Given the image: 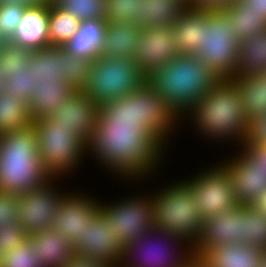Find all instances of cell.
<instances>
[{
    "label": "cell",
    "mask_w": 266,
    "mask_h": 267,
    "mask_svg": "<svg viewBox=\"0 0 266 267\" xmlns=\"http://www.w3.org/2000/svg\"><path fill=\"white\" fill-rule=\"evenodd\" d=\"M220 80L194 55H179L147 76L145 147L153 146Z\"/></svg>",
    "instance_id": "obj_1"
},
{
    "label": "cell",
    "mask_w": 266,
    "mask_h": 267,
    "mask_svg": "<svg viewBox=\"0 0 266 267\" xmlns=\"http://www.w3.org/2000/svg\"><path fill=\"white\" fill-rule=\"evenodd\" d=\"M32 125L37 132L40 161L49 177L70 179L74 175L77 176V172L81 170L80 168L85 167L81 166L85 160H94L96 167H100V170L103 169L102 171H105V174H108L107 176L111 174V178L115 179L116 177L118 179L116 182H119L120 179L122 183L125 181L126 186L133 183L135 187L138 185V188H140L139 186L143 185L142 187H144L145 183H148L153 177L158 178L157 176L162 174L161 169L163 170L164 163H168L166 158H163L151 146H138L131 153L128 163L114 168H107L70 132L69 128L55 125L48 118L32 121Z\"/></svg>",
    "instance_id": "obj_2"
},
{
    "label": "cell",
    "mask_w": 266,
    "mask_h": 267,
    "mask_svg": "<svg viewBox=\"0 0 266 267\" xmlns=\"http://www.w3.org/2000/svg\"><path fill=\"white\" fill-rule=\"evenodd\" d=\"M84 91L133 139L145 147L147 75L132 59L94 61Z\"/></svg>",
    "instance_id": "obj_3"
},
{
    "label": "cell",
    "mask_w": 266,
    "mask_h": 267,
    "mask_svg": "<svg viewBox=\"0 0 266 267\" xmlns=\"http://www.w3.org/2000/svg\"><path fill=\"white\" fill-rule=\"evenodd\" d=\"M182 124L187 128H193L192 131L197 132L200 140L202 138V142L206 143L209 141L210 146L215 143L224 146L226 143L228 146L231 145L230 148L241 145L247 134L249 119L242 108L236 84L231 79H220L198 100L196 106L190 108L151 146L163 158L170 156L169 146L175 143L173 140L179 136L180 127L184 128Z\"/></svg>",
    "instance_id": "obj_4"
},
{
    "label": "cell",
    "mask_w": 266,
    "mask_h": 267,
    "mask_svg": "<svg viewBox=\"0 0 266 267\" xmlns=\"http://www.w3.org/2000/svg\"><path fill=\"white\" fill-rule=\"evenodd\" d=\"M69 128L107 168L125 165L138 147L84 90L75 91L47 117Z\"/></svg>",
    "instance_id": "obj_5"
},
{
    "label": "cell",
    "mask_w": 266,
    "mask_h": 267,
    "mask_svg": "<svg viewBox=\"0 0 266 267\" xmlns=\"http://www.w3.org/2000/svg\"><path fill=\"white\" fill-rule=\"evenodd\" d=\"M48 178L38 154L33 125L0 135V191L25 193Z\"/></svg>",
    "instance_id": "obj_6"
},
{
    "label": "cell",
    "mask_w": 266,
    "mask_h": 267,
    "mask_svg": "<svg viewBox=\"0 0 266 267\" xmlns=\"http://www.w3.org/2000/svg\"><path fill=\"white\" fill-rule=\"evenodd\" d=\"M178 179L152 189L153 228L182 237L194 246L204 218L197 208L193 188L183 177Z\"/></svg>",
    "instance_id": "obj_7"
},
{
    "label": "cell",
    "mask_w": 266,
    "mask_h": 267,
    "mask_svg": "<svg viewBox=\"0 0 266 267\" xmlns=\"http://www.w3.org/2000/svg\"><path fill=\"white\" fill-rule=\"evenodd\" d=\"M193 246L184 238L152 229L124 248L122 267H184Z\"/></svg>",
    "instance_id": "obj_8"
},
{
    "label": "cell",
    "mask_w": 266,
    "mask_h": 267,
    "mask_svg": "<svg viewBox=\"0 0 266 267\" xmlns=\"http://www.w3.org/2000/svg\"><path fill=\"white\" fill-rule=\"evenodd\" d=\"M240 41L231 20L223 11L208 12L204 19L202 45L194 56L211 68L220 79L236 76L237 52Z\"/></svg>",
    "instance_id": "obj_9"
},
{
    "label": "cell",
    "mask_w": 266,
    "mask_h": 267,
    "mask_svg": "<svg viewBox=\"0 0 266 267\" xmlns=\"http://www.w3.org/2000/svg\"><path fill=\"white\" fill-rule=\"evenodd\" d=\"M142 191L148 193H141L139 189L136 190L137 194H127V197L123 194L122 199L116 197L111 202L100 197V212L109 220L114 230H118L119 242L124 247L153 229L152 191Z\"/></svg>",
    "instance_id": "obj_10"
},
{
    "label": "cell",
    "mask_w": 266,
    "mask_h": 267,
    "mask_svg": "<svg viewBox=\"0 0 266 267\" xmlns=\"http://www.w3.org/2000/svg\"><path fill=\"white\" fill-rule=\"evenodd\" d=\"M204 166L184 179L193 188L197 208L206 219L230 210L238 203L229 173L219 160Z\"/></svg>",
    "instance_id": "obj_11"
},
{
    "label": "cell",
    "mask_w": 266,
    "mask_h": 267,
    "mask_svg": "<svg viewBox=\"0 0 266 267\" xmlns=\"http://www.w3.org/2000/svg\"><path fill=\"white\" fill-rule=\"evenodd\" d=\"M65 181V178L49 177L31 191L18 194V222L28 235L53 228L56 210L69 192L66 187L61 186Z\"/></svg>",
    "instance_id": "obj_12"
},
{
    "label": "cell",
    "mask_w": 266,
    "mask_h": 267,
    "mask_svg": "<svg viewBox=\"0 0 266 267\" xmlns=\"http://www.w3.org/2000/svg\"><path fill=\"white\" fill-rule=\"evenodd\" d=\"M71 243L74 254L107 261L114 266L122 264L125 247L119 242L118 230H114L101 212L86 225L83 234Z\"/></svg>",
    "instance_id": "obj_13"
},
{
    "label": "cell",
    "mask_w": 266,
    "mask_h": 267,
    "mask_svg": "<svg viewBox=\"0 0 266 267\" xmlns=\"http://www.w3.org/2000/svg\"><path fill=\"white\" fill-rule=\"evenodd\" d=\"M71 189H68L53 219V229L63 233L70 242L83 234L86 225L90 224L101 208L100 197L97 198L88 190Z\"/></svg>",
    "instance_id": "obj_14"
},
{
    "label": "cell",
    "mask_w": 266,
    "mask_h": 267,
    "mask_svg": "<svg viewBox=\"0 0 266 267\" xmlns=\"http://www.w3.org/2000/svg\"><path fill=\"white\" fill-rule=\"evenodd\" d=\"M179 55L172 27H149L141 29L132 60L148 76Z\"/></svg>",
    "instance_id": "obj_15"
},
{
    "label": "cell",
    "mask_w": 266,
    "mask_h": 267,
    "mask_svg": "<svg viewBox=\"0 0 266 267\" xmlns=\"http://www.w3.org/2000/svg\"><path fill=\"white\" fill-rule=\"evenodd\" d=\"M244 245V205L204 219L201 235L193 246V254L212 246Z\"/></svg>",
    "instance_id": "obj_16"
},
{
    "label": "cell",
    "mask_w": 266,
    "mask_h": 267,
    "mask_svg": "<svg viewBox=\"0 0 266 267\" xmlns=\"http://www.w3.org/2000/svg\"><path fill=\"white\" fill-rule=\"evenodd\" d=\"M232 149L231 155L225 154L219 162L229 173L238 205H251L266 189V172L250 170V163Z\"/></svg>",
    "instance_id": "obj_17"
},
{
    "label": "cell",
    "mask_w": 266,
    "mask_h": 267,
    "mask_svg": "<svg viewBox=\"0 0 266 267\" xmlns=\"http://www.w3.org/2000/svg\"><path fill=\"white\" fill-rule=\"evenodd\" d=\"M48 18L49 3L41 2L26 8L10 41L32 51L49 47Z\"/></svg>",
    "instance_id": "obj_18"
},
{
    "label": "cell",
    "mask_w": 266,
    "mask_h": 267,
    "mask_svg": "<svg viewBox=\"0 0 266 267\" xmlns=\"http://www.w3.org/2000/svg\"><path fill=\"white\" fill-rule=\"evenodd\" d=\"M26 240L42 267H64L74 255L72 243L53 228L31 233Z\"/></svg>",
    "instance_id": "obj_19"
},
{
    "label": "cell",
    "mask_w": 266,
    "mask_h": 267,
    "mask_svg": "<svg viewBox=\"0 0 266 267\" xmlns=\"http://www.w3.org/2000/svg\"><path fill=\"white\" fill-rule=\"evenodd\" d=\"M264 252L246 244H228L212 246L198 255L209 267H260Z\"/></svg>",
    "instance_id": "obj_20"
},
{
    "label": "cell",
    "mask_w": 266,
    "mask_h": 267,
    "mask_svg": "<svg viewBox=\"0 0 266 267\" xmlns=\"http://www.w3.org/2000/svg\"><path fill=\"white\" fill-rule=\"evenodd\" d=\"M75 91L69 81L59 79L58 77L56 82L36 85L28 101V109L32 121L50 116Z\"/></svg>",
    "instance_id": "obj_21"
},
{
    "label": "cell",
    "mask_w": 266,
    "mask_h": 267,
    "mask_svg": "<svg viewBox=\"0 0 266 267\" xmlns=\"http://www.w3.org/2000/svg\"><path fill=\"white\" fill-rule=\"evenodd\" d=\"M106 30V19L81 21L77 33L62 48L73 55L96 61L103 50Z\"/></svg>",
    "instance_id": "obj_22"
},
{
    "label": "cell",
    "mask_w": 266,
    "mask_h": 267,
    "mask_svg": "<svg viewBox=\"0 0 266 267\" xmlns=\"http://www.w3.org/2000/svg\"><path fill=\"white\" fill-rule=\"evenodd\" d=\"M207 16V11L197 10L188 5L172 25L180 55H194L202 45L204 19Z\"/></svg>",
    "instance_id": "obj_23"
},
{
    "label": "cell",
    "mask_w": 266,
    "mask_h": 267,
    "mask_svg": "<svg viewBox=\"0 0 266 267\" xmlns=\"http://www.w3.org/2000/svg\"><path fill=\"white\" fill-rule=\"evenodd\" d=\"M187 6L184 0H141L140 14L134 18V25L141 28L172 27Z\"/></svg>",
    "instance_id": "obj_24"
},
{
    "label": "cell",
    "mask_w": 266,
    "mask_h": 267,
    "mask_svg": "<svg viewBox=\"0 0 266 267\" xmlns=\"http://www.w3.org/2000/svg\"><path fill=\"white\" fill-rule=\"evenodd\" d=\"M65 49L62 47H45L34 50L26 70L32 72L34 85L56 82L64 79Z\"/></svg>",
    "instance_id": "obj_25"
},
{
    "label": "cell",
    "mask_w": 266,
    "mask_h": 267,
    "mask_svg": "<svg viewBox=\"0 0 266 267\" xmlns=\"http://www.w3.org/2000/svg\"><path fill=\"white\" fill-rule=\"evenodd\" d=\"M141 27L130 23H107L103 50L100 57L132 59L138 45Z\"/></svg>",
    "instance_id": "obj_26"
},
{
    "label": "cell",
    "mask_w": 266,
    "mask_h": 267,
    "mask_svg": "<svg viewBox=\"0 0 266 267\" xmlns=\"http://www.w3.org/2000/svg\"><path fill=\"white\" fill-rule=\"evenodd\" d=\"M266 72V29L240 41L236 77L258 75Z\"/></svg>",
    "instance_id": "obj_27"
},
{
    "label": "cell",
    "mask_w": 266,
    "mask_h": 267,
    "mask_svg": "<svg viewBox=\"0 0 266 267\" xmlns=\"http://www.w3.org/2000/svg\"><path fill=\"white\" fill-rule=\"evenodd\" d=\"M241 96V104L247 118L266 113V72L258 75L233 77Z\"/></svg>",
    "instance_id": "obj_28"
},
{
    "label": "cell",
    "mask_w": 266,
    "mask_h": 267,
    "mask_svg": "<svg viewBox=\"0 0 266 267\" xmlns=\"http://www.w3.org/2000/svg\"><path fill=\"white\" fill-rule=\"evenodd\" d=\"M32 125L28 104L7 91L0 92V135Z\"/></svg>",
    "instance_id": "obj_29"
},
{
    "label": "cell",
    "mask_w": 266,
    "mask_h": 267,
    "mask_svg": "<svg viewBox=\"0 0 266 267\" xmlns=\"http://www.w3.org/2000/svg\"><path fill=\"white\" fill-rule=\"evenodd\" d=\"M231 20V27L236 30V38L241 41L253 37L266 29V21L259 17L241 1L223 11Z\"/></svg>",
    "instance_id": "obj_30"
},
{
    "label": "cell",
    "mask_w": 266,
    "mask_h": 267,
    "mask_svg": "<svg viewBox=\"0 0 266 267\" xmlns=\"http://www.w3.org/2000/svg\"><path fill=\"white\" fill-rule=\"evenodd\" d=\"M48 25L49 47H63L77 33L80 21L51 2Z\"/></svg>",
    "instance_id": "obj_31"
},
{
    "label": "cell",
    "mask_w": 266,
    "mask_h": 267,
    "mask_svg": "<svg viewBox=\"0 0 266 267\" xmlns=\"http://www.w3.org/2000/svg\"><path fill=\"white\" fill-rule=\"evenodd\" d=\"M266 251V215L251 205H244V245Z\"/></svg>",
    "instance_id": "obj_32"
},
{
    "label": "cell",
    "mask_w": 266,
    "mask_h": 267,
    "mask_svg": "<svg viewBox=\"0 0 266 267\" xmlns=\"http://www.w3.org/2000/svg\"><path fill=\"white\" fill-rule=\"evenodd\" d=\"M52 3L75 16L80 22L105 19V0H53Z\"/></svg>",
    "instance_id": "obj_33"
},
{
    "label": "cell",
    "mask_w": 266,
    "mask_h": 267,
    "mask_svg": "<svg viewBox=\"0 0 266 267\" xmlns=\"http://www.w3.org/2000/svg\"><path fill=\"white\" fill-rule=\"evenodd\" d=\"M33 51L22 45L9 42L0 49V68L6 78L9 73L25 72Z\"/></svg>",
    "instance_id": "obj_34"
},
{
    "label": "cell",
    "mask_w": 266,
    "mask_h": 267,
    "mask_svg": "<svg viewBox=\"0 0 266 267\" xmlns=\"http://www.w3.org/2000/svg\"><path fill=\"white\" fill-rule=\"evenodd\" d=\"M94 61L65 50L64 79L77 90H84Z\"/></svg>",
    "instance_id": "obj_35"
},
{
    "label": "cell",
    "mask_w": 266,
    "mask_h": 267,
    "mask_svg": "<svg viewBox=\"0 0 266 267\" xmlns=\"http://www.w3.org/2000/svg\"><path fill=\"white\" fill-rule=\"evenodd\" d=\"M140 5L141 0H105V19L107 23L134 24Z\"/></svg>",
    "instance_id": "obj_36"
},
{
    "label": "cell",
    "mask_w": 266,
    "mask_h": 267,
    "mask_svg": "<svg viewBox=\"0 0 266 267\" xmlns=\"http://www.w3.org/2000/svg\"><path fill=\"white\" fill-rule=\"evenodd\" d=\"M35 86L32 72L26 70L25 72L9 73L4 80L3 90L28 104Z\"/></svg>",
    "instance_id": "obj_37"
},
{
    "label": "cell",
    "mask_w": 266,
    "mask_h": 267,
    "mask_svg": "<svg viewBox=\"0 0 266 267\" xmlns=\"http://www.w3.org/2000/svg\"><path fill=\"white\" fill-rule=\"evenodd\" d=\"M0 267H42L27 240L1 255Z\"/></svg>",
    "instance_id": "obj_38"
},
{
    "label": "cell",
    "mask_w": 266,
    "mask_h": 267,
    "mask_svg": "<svg viewBox=\"0 0 266 267\" xmlns=\"http://www.w3.org/2000/svg\"><path fill=\"white\" fill-rule=\"evenodd\" d=\"M27 237L25 228L19 222L0 228V255L8 253L16 246L24 243Z\"/></svg>",
    "instance_id": "obj_39"
},
{
    "label": "cell",
    "mask_w": 266,
    "mask_h": 267,
    "mask_svg": "<svg viewBox=\"0 0 266 267\" xmlns=\"http://www.w3.org/2000/svg\"><path fill=\"white\" fill-rule=\"evenodd\" d=\"M26 8L20 5H6L0 7V28L11 39Z\"/></svg>",
    "instance_id": "obj_40"
},
{
    "label": "cell",
    "mask_w": 266,
    "mask_h": 267,
    "mask_svg": "<svg viewBox=\"0 0 266 267\" xmlns=\"http://www.w3.org/2000/svg\"><path fill=\"white\" fill-rule=\"evenodd\" d=\"M18 203V194L0 191V228L18 222Z\"/></svg>",
    "instance_id": "obj_41"
},
{
    "label": "cell",
    "mask_w": 266,
    "mask_h": 267,
    "mask_svg": "<svg viewBox=\"0 0 266 267\" xmlns=\"http://www.w3.org/2000/svg\"><path fill=\"white\" fill-rule=\"evenodd\" d=\"M266 144V113L249 120V127L243 143L239 146Z\"/></svg>",
    "instance_id": "obj_42"
},
{
    "label": "cell",
    "mask_w": 266,
    "mask_h": 267,
    "mask_svg": "<svg viewBox=\"0 0 266 267\" xmlns=\"http://www.w3.org/2000/svg\"><path fill=\"white\" fill-rule=\"evenodd\" d=\"M236 150L250 163V170L266 172V144L236 146Z\"/></svg>",
    "instance_id": "obj_43"
},
{
    "label": "cell",
    "mask_w": 266,
    "mask_h": 267,
    "mask_svg": "<svg viewBox=\"0 0 266 267\" xmlns=\"http://www.w3.org/2000/svg\"><path fill=\"white\" fill-rule=\"evenodd\" d=\"M236 1L237 0H191L188 5L197 10L217 12L226 11V9L233 6Z\"/></svg>",
    "instance_id": "obj_44"
},
{
    "label": "cell",
    "mask_w": 266,
    "mask_h": 267,
    "mask_svg": "<svg viewBox=\"0 0 266 267\" xmlns=\"http://www.w3.org/2000/svg\"><path fill=\"white\" fill-rule=\"evenodd\" d=\"M64 267H116L107 261L91 259L74 254Z\"/></svg>",
    "instance_id": "obj_45"
},
{
    "label": "cell",
    "mask_w": 266,
    "mask_h": 267,
    "mask_svg": "<svg viewBox=\"0 0 266 267\" xmlns=\"http://www.w3.org/2000/svg\"><path fill=\"white\" fill-rule=\"evenodd\" d=\"M248 9L266 21V0H241Z\"/></svg>",
    "instance_id": "obj_46"
},
{
    "label": "cell",
    "mask_w": 266,
    "mask_h": 267,
    "mask_svg": "<svg viewBox=\"0 0 266 267\" xmlns=\"http://www.w3.org/2000/svg\"><path fill=\"white\" fill-rule=\"evenodd\" d=\"M39 3H41L40 0H0V7L13 4V5H20L21 7L24 8H30Z\"/></svg>",
    "instance_id": "obj_47"
},
{
    "label": "cell",
    "mask_w": 266,
    "mask_h": 267,
    "mask_svg": "<svg viewBox=\"0 0 266 267\" xmlns=\"http://www.w3.org/2000/svg\"><path fill=\"white\" fill-rule=\"evenodd\" d=\"M184 267H209L205 261L196 254H193L186 262Z\"/></svg>",
    "instance_id": "obj_48"
},
{
    "label": "cell",
    "mask_w": 266,
    "mask_h": 267,
    "mask_svg": "<svg viewBox=\"0 0 266 267\" xmlns=\"http://www.w3.org/2000/svg\"><path fill=\"white\" fill-rule=\"evenodd\" d=\"M251 206L262 211L266 215V189L258 198H256Z\"/></svg>",
    "instance_id": "obj_49"
},
{
    "label": "cell",
    "mask_w": 266,
    "mask_h": 267,
    "mask_svg": "<svg viewBox=\"0 0 266 267\" xmlns=\"http://www.w3.org/2000/svg\"><path fill=\"white\" fill-rule=\"evenodd\" d=\"M10 42V39L5 35L3 30L0 28V49L3 48Z\"/></svg>",
    "instance_id": "obj_50"
},
{
    "label": "cell",
    "mask_w": 266,
    "mask_h": 267,
    "mask_svg": "<svg viewBox=\"0 0 266 267\" xmlns=\"http://www.w3.org/2000/svg\"><path fill=\"white\" fill-rule=\"evenodd\" d=\"M4 80H5V77L4 75L2 74L1 72V68H0V92L3 90L4 88Z\"/></svg>",
    "instance_id": "obj_51"
},
{
    "label": "cell",
    "mask_w": 266,
    "mask_h": 267,
    "mask_svg": "<svg viewBox=\"0 0 266 267\" xmlns=\"http://www.w3.org/2000/svg\"><path fill=\"white\" fill-rule=\"evenodd\" d=\"M260 267H266V251L264 252V256L261 260V266Z\"/></svg>",
    "instance_id": "obj_52"
},
{
    "label": "cell",
    "mask_w": 266,
    "mask_h": 267,
    "mask_svg": "<svg viewBox=\"0 0 266 267\" xmlns=\"http://www.w3.org/2000/svg\"><path fill=\"white\" fill-rule=\"evenodd\" d=\"M41 2L51 3L53 0H40Z\"/></svg>",
    "instance_id": "obj_53"
},
{
    "label": "cell",
    "mask_w": 266,
    "mask_h": 267,
    "mask_svg": "<svg viewBox=\"0 0 266 267\" xmlns=\"http://www.w3.org/2000/svg\"><path fill=\"white\" fill-rule=\"evenodd\" d=\"M187 4H189V2L191 1V0H184Z\"/></svg>",
    "instance_id": "obj_54"
}]
</instances>
